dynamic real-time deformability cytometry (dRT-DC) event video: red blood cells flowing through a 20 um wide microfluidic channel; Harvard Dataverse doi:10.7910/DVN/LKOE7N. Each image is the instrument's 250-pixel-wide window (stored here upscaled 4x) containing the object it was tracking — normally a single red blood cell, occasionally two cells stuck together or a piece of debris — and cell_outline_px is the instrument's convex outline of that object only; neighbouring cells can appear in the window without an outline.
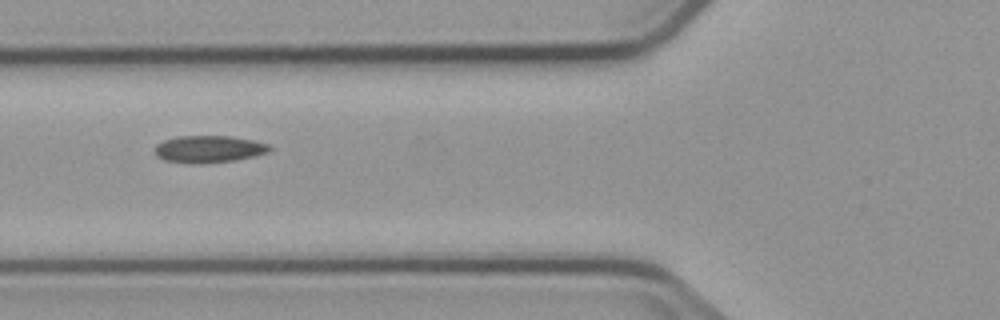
{"species": "common noctule bat (a hibernating species)", "species_latin": "Nyctalus noctula", "temperature_condition": "cold", "stored_images_in_passage": 2, "camera_frame_rate_fps": 3000, "um_per_image_px": 0.085, "animal": {"sex": "male", "body_mass_g": 23.1, "forearm_length_mm": 52.7}, "frame": {"image": 1, "passage_image": 2, "time_ms": 1.333, "image_size_px": [1000, 320], "cell_outline_px": [[272, 148], [268, 152], [236, 160], [200, 164], [192, 164], [164, 160], [156, 156], [156, 144], [164, 140], [176, 136], [232, 136], [252, 140], [268, 144]], "centroid_in_image_um": [17.73, 12.67], "position_along_channel_um": 108.1, "area_um2": 18.15}}